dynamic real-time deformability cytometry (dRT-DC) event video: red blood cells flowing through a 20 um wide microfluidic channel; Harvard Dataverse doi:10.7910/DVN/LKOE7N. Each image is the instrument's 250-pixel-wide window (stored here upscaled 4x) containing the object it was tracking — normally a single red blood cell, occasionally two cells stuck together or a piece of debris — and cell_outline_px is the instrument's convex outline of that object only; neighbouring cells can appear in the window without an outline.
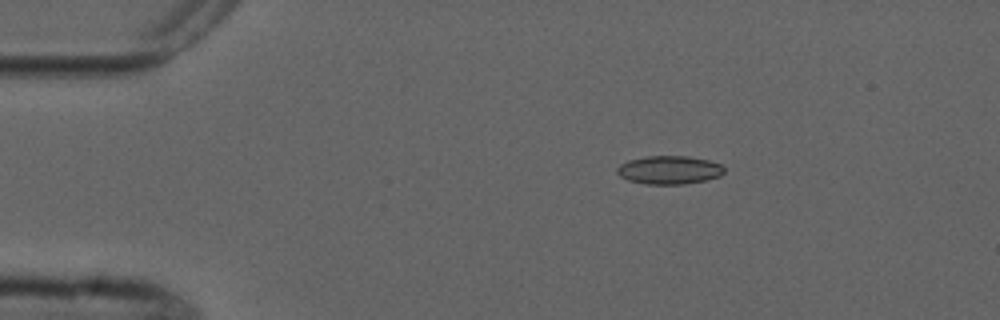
{"species": "common noctule bat (a hibernating species)", "species_latin": "Nyctalus noctula", "temperature_condition": "cold", "stored_images_in_passage": 8, "camera_frame_rate_fps": 3000, "um_per_image_px": 0.085, "animal": {"sex": "male", "forearm_length_mm": 52.5}, "frame": {"image": 1, "passage_image": 2, "time_ms": 1.0, "image_size_px": [1000, 320], "cell_outline_px": [[724, 172], [720, 176], [704, 180], [684, 184], [644, 184], [628, 180], [620, 176], [616, 172], [616, 168], [620, 164], [628, 160], [648, 156], [688, 156], [708, 160], [720, 164], [724, 168]], "centroid_in_image_um": [56.86, 14.44], "position_along_channel_um": 28.1, "area_um2": 17.69}}
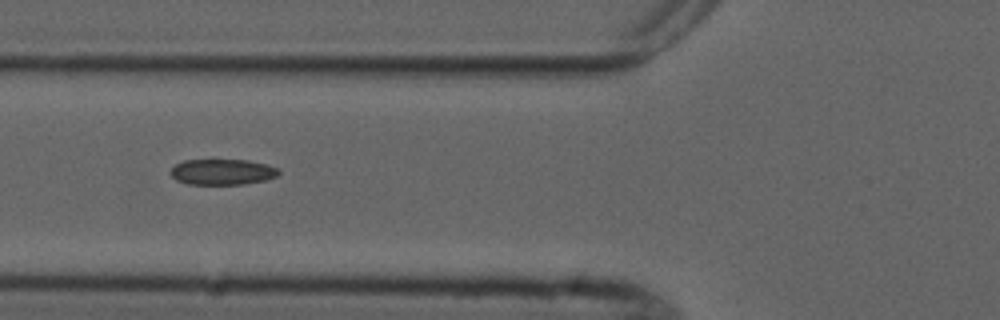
{"frame": {"image": 2, "passage_image": 5, "time_ms": 4.667, "image_size_px": [1000, 320], "cell_outline_px": [[280, 172], [276, 176], [264, 180], [244, 184], [188, 184], [176, 180], [168, 172], [176, 164], [184, 160], [248, 160], [280, 168]], "centroid_in_image_um": [18.88, 14.61], "position_along_channel_um": 106.9, "area_um2": 16.18}}
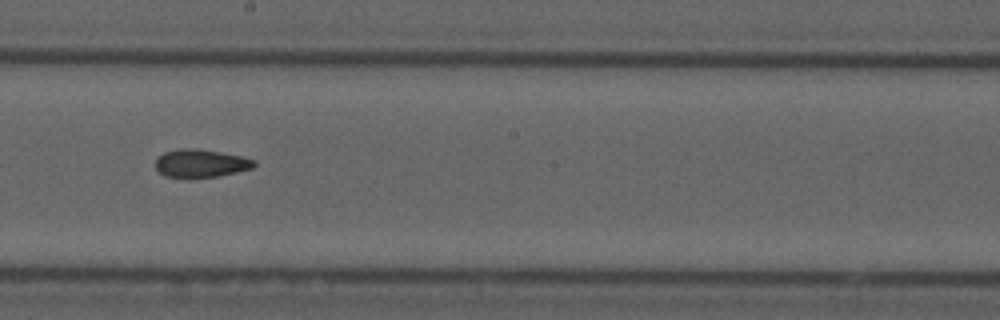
{"frame": {"image": 3, "passage_image": 8, "time_ms": 8.0, "image_size_px": [1000, 320], "cell_outline_px": [[256, 164], [252, 168], [220, 176], [164, 176], [156, 168], [156, 160], [164, 152], [180, 148], [196, 148], [220, 152], [240, 156], [256, 160]], "centroid_in_image_um": [17.09, 13.86], "position_along_channel_um": 231.1, "area_um2": 15.72}}